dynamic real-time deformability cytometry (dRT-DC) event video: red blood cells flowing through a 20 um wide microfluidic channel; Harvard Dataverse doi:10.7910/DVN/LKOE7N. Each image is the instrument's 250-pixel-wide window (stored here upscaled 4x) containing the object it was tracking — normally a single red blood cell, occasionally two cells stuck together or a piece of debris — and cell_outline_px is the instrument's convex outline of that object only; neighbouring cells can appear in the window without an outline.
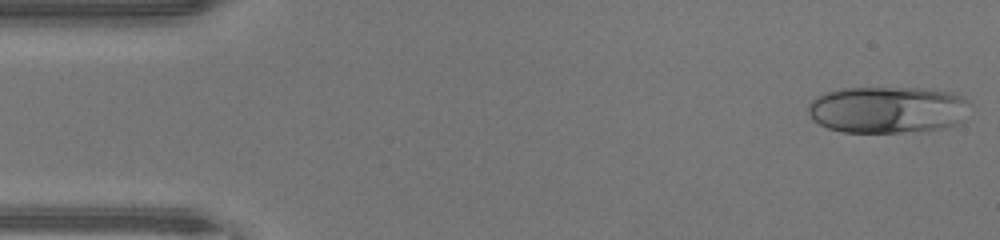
{"species": "human", "species_latin": "Homo sapiens", "temperature_condition": "warm", "stored_images_in_passage": 38, "camera_frame_rate_fps": 3000, "um_per_image_px": 0.085, "donor": {"sex": "male"}, "frame": {"image": 1, "passage_image": 1, "time_ms": 0.0, "image_size_px": [1000, 240], "cell_outline_px": [[972, 104], [964, 120], [948, 128], [896, 132], [844, 132], [828, 128], [812, 120], [808, 112], [808, 104], [816, 96], [840, 88], [932, 88], [952, 92], [964, 96]], "centroid_in_image_um": [75.51, 9.31], "position_along_channel_um": 9.5, "area_um2": 44.8}}
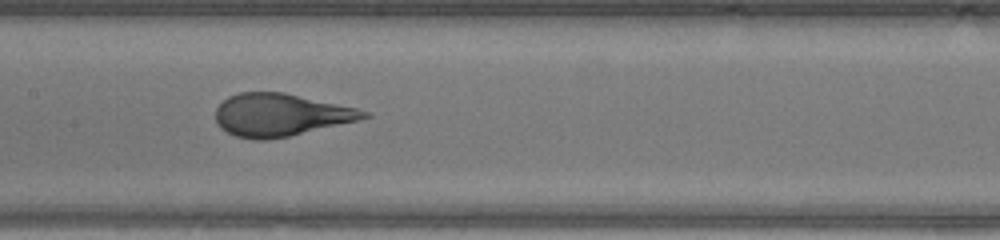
{"frame": {"image": 2, "passage_image": 21, "time_ms": 6.667, "image_size_px": [1000, 240], "cell_outline_px": [[372, 116], [360, 120], [288, 136], [264, 140], [256, 140], [236, 136], [220, 128], [216, 124], [216, 108], [228, 96], [240, 92], [284, 92], [356, 108], [372, 112]], "centroid_in_image_um": [23.85, 9.76], "position_along_channel_um": 183.6, "area_um2": 36.7}}
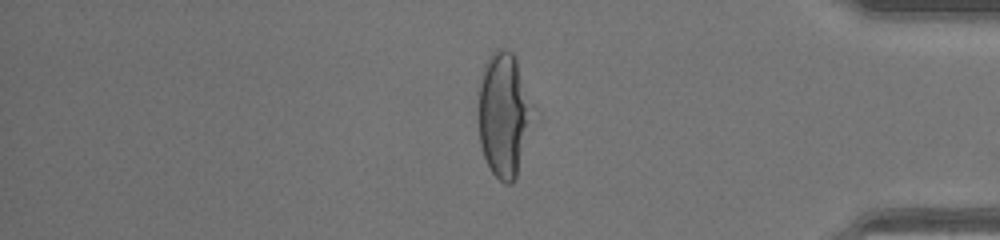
{"frame": {"image": 3, "passage_image": 37, "time_ms": 12.0, "image_size_px": [1000, 240], "cell_outline_px": [[540, 120], [516, 176], [512, 184], [504, 184], [492, 172], [484, 156], [480, 144], [480, 80], [484, 64], [488, 56], [496, 48], [508, 48], [512, 52], [516, 60], [540, 112]], "centroid_in_image_um": [42.99, 9.76], "position_along_channel_um": 392.2, "area_um2": 41.79}, "authors_computed_cell_mechanics": {"area_um2": 39.7664, "velocity_mm_per_s": 4.49, "shape_relaxation_time_tau1_ms": 4.864, "shape_relaxation_time_tau2_ms": null, "deformation_change_tau1": 0.2408, "deformation_change_tau2": null}}